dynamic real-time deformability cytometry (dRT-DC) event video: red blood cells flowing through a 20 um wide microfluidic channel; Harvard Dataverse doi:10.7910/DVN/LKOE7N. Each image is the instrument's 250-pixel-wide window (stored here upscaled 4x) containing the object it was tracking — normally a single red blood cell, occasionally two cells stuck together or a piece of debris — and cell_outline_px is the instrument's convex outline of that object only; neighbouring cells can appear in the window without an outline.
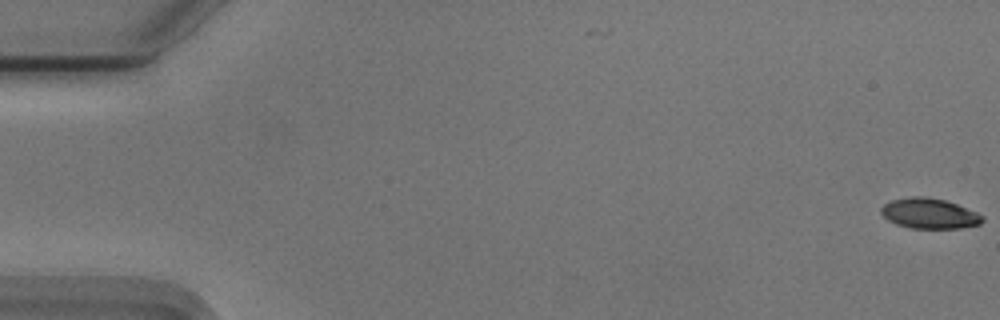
{"species": "Egyptian fruit bat (a non-hibernating species)", "species_latin": "Rousettus aegyptiacus", "temperature_condition": "cold", "stored_images_in_passage": 57, "camera_frame_rate_fps": 3000, "um_per_image_px": 0.085, "animal": {"sex": "male"}, "frame": {"image": 1, "passage_image": 1, "time_ms": 0.0, "image_size_px": [1000, 320], "cell_outline_px": [[984, 220], [980, 224], [960, 228], [912, 228], [896, 224], [888, 220], [880, 212], [880, 208], [884, 204], [892, 200], [912, 196], [924, 196], [944, 200], [956, 204], [976, 212], [984, 216]], "centroid_in_image_um": [78.99, 18.14], "position_along_channel_um": 6.0, "area_um2": 17.8}}
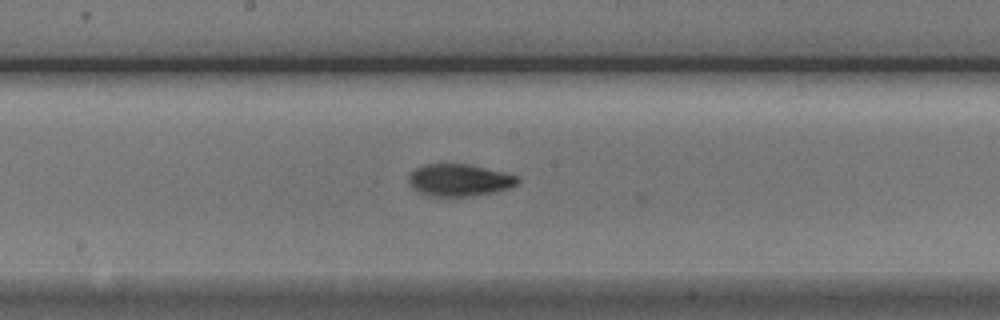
{"frame": {"image": 2, "passage_image": 30, "time_ms": 9.667, "image_size_px": [1000, 320], "cell_outline_px": [[520, 180], [512, 188], [492, 192], [468, 196], [428, 196], [416, 192], [412, 188], [408, 180], [408, 176], [416, 168], [424, 164], [468, 164], [520, 176]], "centroid_in_image_um": [39.03, 15.31], "position_along_channel_um": 209.2, "area_um2": 20.46}}
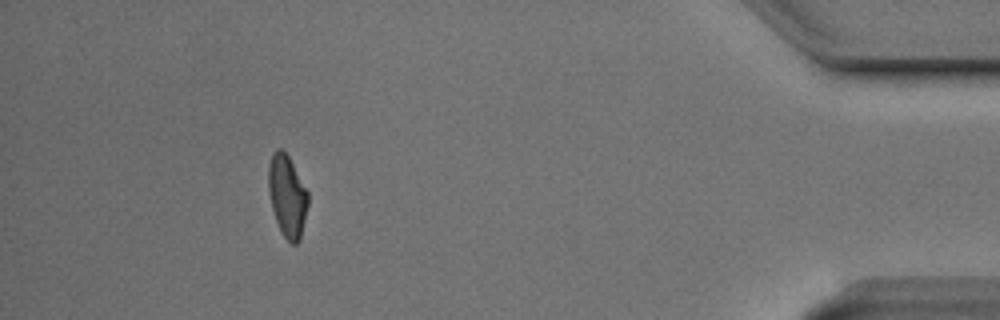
{"frame": {"image": 3, "passage_image": 51, "time_ms": 16.667, "image_size_px": [1000, 320], "cell_outline_px": [[308, 204], [300, 240], [296, 244], [292, 244], [284, 236], [276, 220], [272, 208], [268, 188], [268, 168], [272, 152], [276, 148], [280, 148], [288, 156], [308, 192]], "centroid_in_image_um": [24.41, 16.64], "position_along_channel_um": 410.8, "area_um2": 18.67}, "authors_computed_cell_mechanics": {"area_um2": 19.1896, "velocity_mm_per_s": 3.73, "shape_relaxation_time_tau1_ms": 3.4029, "shape_relaxation_time_tau2_ms": 2.8864, "deformation_change_tau1": 0.1255, "deformation_change_tau2": 0.0798}}